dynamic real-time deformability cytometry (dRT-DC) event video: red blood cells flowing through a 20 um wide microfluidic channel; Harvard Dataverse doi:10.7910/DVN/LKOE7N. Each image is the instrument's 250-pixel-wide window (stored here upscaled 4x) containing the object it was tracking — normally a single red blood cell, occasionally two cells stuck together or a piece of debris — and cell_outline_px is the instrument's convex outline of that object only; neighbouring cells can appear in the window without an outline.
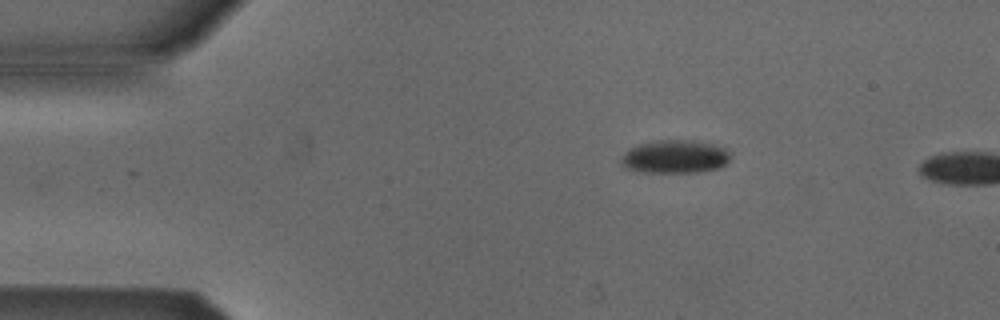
{"species": "Egyptian fruit bat (a non-hibernating species)", "species_latin": "Rousettus aegyptiacus", "temperature_condition": "cold", "stored_images_in_passage": 3, "camera_frame_rate_fps": 3000, "um_per_image_px": 0.085, "animal": {"sex": "male"}, "frame": {"image": 1, "passage_image": 1, "time_ms": 0.0, "image_size_px": [1000, 320], "cell_outline_px": [[732, 152], [728, 164], [720, 168], [696, 172], [644, 172], [628, 168], [620, 164], [620, 156], [628, 148], [640, 144], [656, 140], [692, 140], [712, 144], [728, 148]], "centroid_in_image_um": [57.41, 13.31], "position_along_channel_um": 27.6, "area_um2": 21.5}}